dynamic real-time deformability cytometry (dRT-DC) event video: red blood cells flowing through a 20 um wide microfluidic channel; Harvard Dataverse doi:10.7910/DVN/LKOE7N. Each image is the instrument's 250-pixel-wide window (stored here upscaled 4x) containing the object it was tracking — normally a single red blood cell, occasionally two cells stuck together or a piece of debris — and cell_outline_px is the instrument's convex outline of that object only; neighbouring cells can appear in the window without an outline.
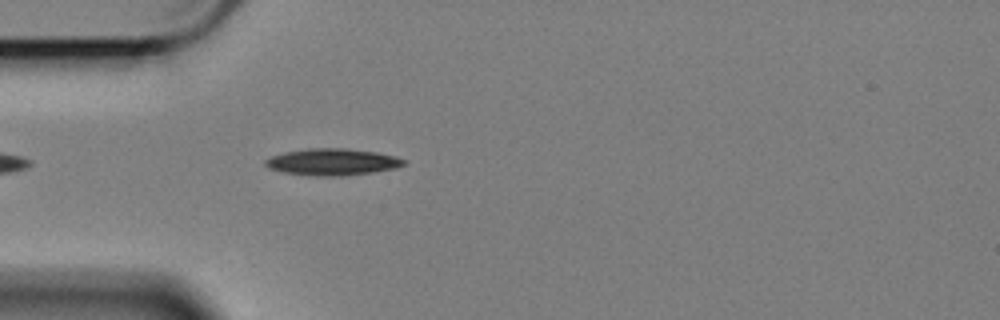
{"species": "Egyptian fruit bat (a non-hibernating species)", "species_latin": "Rousettus aegyptiacus", "temperature_condition": "cold", "stored_images_in_passage": 22, "camera_frame_rate_fps": 3000, "um_per_image_px": 0.085, "animal": {"sex": "female"}, "frame": {"image": 1, "passage_image": 3, "time_ms": 0.667, "image_size_px": [1000, 320], "cell_outline_px": [[408, 160], [404, 164], [396, 168], [372, 172], [340, 176], [316, 176], [284, 172], [268, 168], [264, 164], [264, 160], [272, 156], [288, 152], [308, 148], [344, 148], [376, 152], [396, 156]], "centroid_in_image_um": [28.28, 13.76], "position_along_channel_um": 56.7, "area_um2": 21.44}}
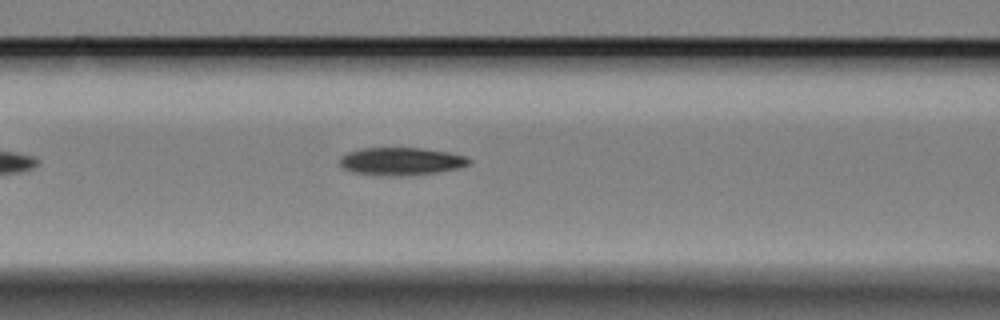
{"frame": {"image": 2, "passage_image": 10, "time_ms": 3.0, "image_size_px": [1000, 320], "cell_outline_px": [[472, 160], [468, 164], [456, 168], [436, 172], [392, 176], [352, 172], [344, 168], [340, 164], [340, 156], [348, 152], [360, 148], [420, 148], [444, 152], [464, 156]], "centroid_in_image_um": [34.03, 13.7], "position_along_channel_um": 132.6, "area_um2": 20.4}}
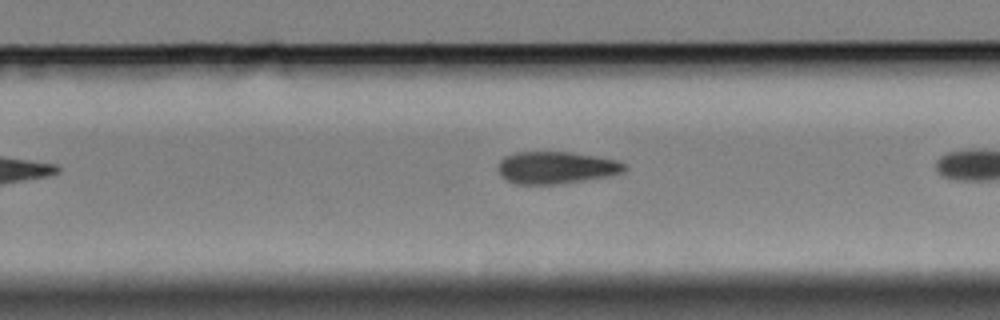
{"frame": {"image": 3, "passage_image": 20, "time_ms": 6.333, "image_size_px": [1000, 320], "cell_outline_px": [[628, 168], [624, 172], [608, 176], [560, 184], [512, 184], [500, 176], [500, 160], [504, 156], [516, 152], [568, 152], [616, 160], [624, 164]], "centroid_in_image_um": [47.25, 14.26], "position_along_channel_um": 282.5, "area_um2": 23.58}}